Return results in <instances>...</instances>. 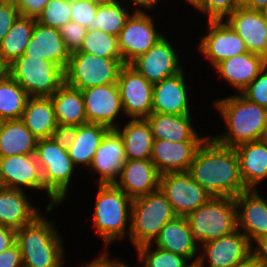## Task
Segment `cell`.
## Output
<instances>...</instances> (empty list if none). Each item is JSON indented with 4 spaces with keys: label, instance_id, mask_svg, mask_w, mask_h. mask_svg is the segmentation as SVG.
<instances>
[{
    "label": "cell",
    "instance_id": "ac0fdd59",
    "mask_svg": "<svg viewBox=\"0 0 267 267\" xmlns=\"http://www.w3.org/2000/svg\"><path fill=\"white\" fill-rule=\"evenodd\" d=\"M0 181L5 188L24 190L36 195L46 189L35 154L0 157Z\"/></svg>",
    "mask_w": 267,
    "mask_h": 267
},
{
    "label": "cell",
    "instance_id": "b9f144b4",
    "mask_svg": "<svg viewBox=\"0 0 267 267\" xmlns=\"http://www.w3.org/2000/svg\"><path fill=\"white\" fill-rule=\"evenodd\" d=\"M98 6L89 0H71V20L86 27L87 30H93Z\"/></svg>",
    "mask_w": 267,
    "mask_h": 267
},
{
    "label": "cell",
    "instance_id": "7402d4cb",
    "mask_svg": "<svg viewBox=\"0 0 267 267\" xmlns=\"http://www.w3.org/2000/svg\"><path fill=\"white\" fill-rule=\"evenodd\" d=\"M267 60L258 54L246 52L238 56L225 59L214 68V74L218 73L220 80L233 90L234 94L241 93L266 66ZM223 79V80H222Z\"/></svg>",
    "mask_w": 267,
    "mask_h": 267
},
{
    "label": "cell",
    "instance_id": "60d3db41",
    "mask_svg": "<svg viewBox=\"0 0 267 267\" xmlns=\"http://www.w3.org/2000/svg\"><path fill=\"white\" fill-rule=\"evenodd\" d=\"M241 6V0H201L193 9L200 12L205 20H225L237 8Z\"/></svg>",
    "mask_w": 267,
    "mask_h": 267
},
{
    "label": "cell",
    "instance_id": "db71d44e",
    "mask_svg": "<svg viewBox=\"0 0 267 267\" xmlns=\"http://www.w3.org/2000/svg\"><path fill=\"white\" fill-rule=\"evenodd\" d=\"M267 4V0H241V5L251 10H260Z\"/></svg>",
    "mask_w": 267,
    "mask_h": 267
},
{
    "label": "cell",
    "instance_id": "4316f807",
    "mask_svg": "<svg viewBox=\"0 0 267 267\" xmlns=\"http://www.w3.org/2000/svg\"><path fill=\"white\" fill-rule=\"evenodd\" d=\"M235 152L247 190H261L263 183L267 185V143L264 140L243 143L235 147Z\"/></svg>",
    "mask_w": 267,
    "mask_h": 267
},
{
    "label": "cell",
    "instance_id": "30bf717a",
    "mask_svg": "<svg viewBox=\"0 0 267 267\" xmlns=\"http://www.w3.org/2000/svg\"><path fill=\"white\" fill-rule=\"evenodd\" d=\"M158 17L162 16L151 12H132L127 18L123 29L117 36L124 64H129L137 56L149 51L168 32L164 31L166 28L163 26L160 27L161 22L157 24L160 20H156Z\"/></svg>",
    "mask_w": 267,
    "mask_h": 267
},
{
    "label": "cell",
    "instance_id": "c3c4849f",
    "mask_svg": "<svg viewBox=\"0 0 267 267\" xmlns=\"http://www.w3.org/2000/svg\"><path fill=\"white\" fill-rule=\"evenodd\" d=\"M20 12V16L37 19L44 6L50 0H11Z\"/></svg>",
    "mask_w": 267,
    "mask_h": 267
},
{
    "label": "cell",
    "instance_id": "ffe728a7",
    "mask_svg": "<svg viewBox=\"0 0 267 267\" xmlns=\"http://www.w3.org/2000/svg\"><path fill=\"white\" fill-rule=\"evenodd\" d=\"M260 188L261 191L247 190L234 197L237 229L250 240L252 245L267 236V198L262 191L264 186Z\"/></svg>",
    "mask_w": 267,
    "mask_h": 267
},
{
    "label": "cell",
    "instance_id": "1f68e13d",
    "mask_svg": "<svg viewBox=\"0 0 267 267\" xmlns=\"http://www.w3.org/2000/svg\"><path fill=\"white\" fill-rule=\"evenodd\" d=\"M108 130L107 126L95 123L77 126L75 140L67 151L74 165L81 173L90 167L92 158ZM82 169L84 170L82 171Z\"/></svg>",
    "mask_w": 267,
    "mask_h": 267
},
{
    "label": "cell",
    "instance_id": "44dd1931",
    "mask_svg": "<svg viewBox=\"0 0 267 267\" xmlns=\"http://www.w3.org/2000/svg\"><path fill=\"white\" fill-rule=\"evenodd\" d=\"M225 21L244 41L249 52L267 60V22L259 10L241 5Z\"/></svg>",
    "mask_w": 267,
    "mask_h": 267
},
{
    "label": "cell",
    "instance_id": "816d5d0a",
    "mask_svg": "<svg viewBox=\"0 0 267 267\" xmlns=\"http://www.w3.org/2000/svg\"><path fill=\"white\" fill-rule=\"evenodd\" d=\"M253 259L261 266L267 267V236L252 245Z\"/></svg>",
    "mask_w": 267,
    "mask_h": 267
},
{
    "label": "cell",
    "instance_id": "f1b7e54d",
    "mask_svg": "<svg viewBox=\"0 0 267 267\" xmlns=\"http://www.w3.org/2000/svg\"><path fill=\"white\" fill-rule=\"evenodd\" d=\"M154 246L186 257L194 266L199 259V246L193 240L187 219L176 216L161 229Z\"/></svg>",
    "mask_w": 267,
    "mask_h": 267
},
{
    "label": "cell",
    "instance_id": "484cf974",
    "mask_svg": "<svg viewBox=\"0 0 267 267\" xmlns=\"http://www.w3.org/2000/svg\"><path fill=\"white\" fill-rule=\"evenodd\" d=\"M28 193L30 192L24 190L0 188V225L17 230L31 223L44 211L39 204L37 206L34 203L33 194Z\"/></svg>",
    "mask_w": 267,
    "mask_h": 267
},
{
    "label": "cell",
    "instance_id": "d4e9b609",
    "mask_svg": "<svg viewBox=\"0 0 267 267\" xmlns=\"http://www.w3.org/2000/svg\"><path fill=\"white\" fill-rule=\"evenodd\" d=\"M204 141L171 142L154 139L151 161L160 175L188 171L194 155Z\"/></svg>",
    "mask_w": 267,
    "mask_h": 267
},
{
    "label": "cell",
    "instance_id": "11a10c76",
    "mask_svg": "<svg viewBox=\"0 0 267 267\" xmlns=\"http://www.w3.org/2000/svg\"><path fill=\"white\" fill-rule=\"evenodd\" d=\"M8 71V65L0 58V81L9 75Z\"/></svg>",
    "mask_w": 267,
    "mask_h": 267
},
{
    "label": "cell",
    "instance_id": "6da1fadb",
    "mask_svg": "<svg viewBox=\"0 0 267 267\" xmlns=\"http://www.w3.org/2000/svg\"><path fill=\"white\" fill-rule=\"evenodd\" d=\"M188 172L215 197H236L247 191L235 148L218 144L210 135L197 149Z\"/></svg>",
    "mask_w": 267,
    "mask_h": 267
},
{
    "label": "cell",
    "instance_id": "6f0895ef",
    "mask_svg": "<svg viewBox=\"0 0 267 267\" xmlns=\"http://www.w3.org/2000/svg\"><path fill=\"white\" fill-rule=\"evenodd\" d=\"M184 1L187 3V5L191 6V10L194 9L201 2V0H183V2Z\"/></svg>",
    "mask_w": 267,
    "mask_h": 267
},
{
    "label": "cell",
    "instance_id": "8992f818",
    "mask_svg": "<svg viewBox=\"0 0 267 267\" xmlns=\"http://www.w3.org/2000/svg\"><path fill=\"white\" fill-rule=\"evenodd\" d=\"M176 216L160 188L133 199L128 237L130 245L135 249L153 243L164 225Z\"/></svg>",
    "mask_w": 267,
    "mask_h": 267
},
{
    "label": "cell",
    "instance_id": "2e32d148",
    "mask_svg": "<svg viewBox=\"0 0 267 267\" xmlns=\"http://www.w3.org/2000/svg\"><path fill=\"white\" fill-rule=\"evenodd\" d=\"M117 86L126 119L147 118L152 113L154 84L129 64L120 69Z\"/></svg>",
    "mask_w": 267,
    "mask_h": 267
},
{
    "label": "cell",
    "instance_id": "681fc988",
    "mask_svg": "<svg viewBox=\"0 0 267 267\" xmlns=\"http://www.w3.org/2000/svg\"><path fill=\"white\" fill-rule=\"evenodd\" d=\"M0 267H23L21 251L16 242L0 253Z\"/></svg>",
    "mask_w": 267,
    "mask_h": 267
},
{
    "label": "cell",
    "instance_id": "277c9868",
    "mask_svg": "<svg viewBox=\"0 0 267 267\" xmlns=\"http://www.w3.org/2000/svg\"><path fill=\"white\" fill-rule=\"evenodd\" d=\"M95 186L92 231L102 240L103 249L110 251L114 243L128 241L132 199L114 184Z\"/></svg>",
    "mask_w": 267,
    "mask_h": 267
},
{
    "label": "cell",
    "instance_id": "836d02e7",
    "mask_svg": "<svg viewBox=\"0 0 267 267\" xmlns=\"http://www.w3.org/2000/svg\"><path fill=\"white\" fill-rule=\"evenodd\" d=\"M50 98L57 123L76 126L88 123L81 90L63 83Z\"/></svg>",
    "mask_w": 267,
    "mask_h": 267
},
{
    "label": "cell",
    "instance_id": "603a6c76",
    "mask_svg": "<svg viewBox=\"0 0 267 267\" xmlns=\"http://www.w3.org/2000/svg\"><path fill=\"white\" fill-rule=\"evenodd\" d=\"M160 174L149 160H126L114 183L132 200L159 189Z\"/></svg>",
    "mask_w": 267,
    "mask_h": 267
},
{
    "label": "cell",
    "instance_id": "9f6ffc18",
    "mask_svg": "<svg viewBox=\"0 0 267 267\" xmlns=\"http://www.w3.org/2000/svg\"><path fill=\"white\" fill-rule=\"evenodd\" d=\"M236 267H261L253 258L250 259L249 261H247L244 264H241L239 266Z\"/></svg>",
    "mask_w": 267,
    "mask_h": 267
},
{
    "label": "cell",
    "instance_id": "7c38bea8",
    "mask_svg": "<svg viewBox=\"0 0 267 267\" xmlns=\"http://www.w3.org/2000/svg\"><path fill=\"white\" fill-rule=\"evenodd\" d=\"M205 23V33L194 46L198 45L200 57L210 64L209 70L225 59L248 52L244 41L225 20H208Z\"/></svg>",
    "mask_w": 267,
    "mask_h": 267
},
{
    "label": "cell",
    "instance_id": "5bb4252c",
    "mask_svg": "<svg viewBox=\"0 0 267 267\" xmlns=\"http://www.w3.org/2000/svg\"><path fill=\"white\" fill-rule=\"evenodd\" d=\"M160 190L177 216L186 217L206 203L212 195L188 171L160 175Z\"/></svg>",
    "mask_w": 267,
    "mask_h": 267
},
{
    "label": "cell",
    "instance_id": "e575fe53",
    "mask_svg": "<svg viewBox=\"0 0 267 267\" xmlns=\"http://www.w3.org/2000/svg\"><path fill=\"white\" fill-rule=\"evenodd\" d=\"M36 19L19 16L0 43V58L9 66L24 55L31 40Z\"/></svg>",
    "mask_w": 267,
    "mask_h": 267
},
{
    "label": "cell",
    "instance_id": "d590c367",
    "mask_svg": "<svg viewBox=\"0 0 267 267\" xmlns=\"http://www.w3.org/2000/svg\"><path fill=\"white\" fill-rule=\"evenodd\" d=\"M29 95L10 76L0 81V119H21Z\"/></svg>",
    "mask_w": 267,
    "mask_h": 267
},
{
    "label": "cell",
    "instance_id": "52a82bcc",
    "mask_svg": "<svg viewBox=\"0 0 267 267\" xmlns=\"http://www.w3.org/2000/svg\"><path fill=\"white\" fill-rule=\"evenodd\" d=\"M185 218L192 238L199 247L237 230V210L233 197L212 196Z\"/></svg>",
    "mask_w": 267,
    "mask_h": 267
},
{
    "label": "cell",
    "instance_id": "9a60e30c",
    "mask_svg": "<svg viewBox=\"0 0 267 267\" xmlns=\"http://www.w3.org/2000/svg\"><path fill=\"white\" fill-rule=\"evenodd\" d=\"M81 93L88 123L116 129L126 120L117 83L89 87Z\"/></svg>",
    "mask_w": 267,
    "mask_h": 267
},
{
    "label": "cell",
    "instance_id": "e0dca14e",
    "mask_svg": "<svg viewBox=\"0 0 267 267\" xmlns=\"http://www.w3.org/2000/svg\"><path fill=\"white\" fill-rule=\"evenodd\" d=\"M186 67L179 73L157 82L153 86L152 112L170 115L194 114L190 95L191 86L187 81ZM190 87V88H189ZM190 92V93H189ZM191 104V105H190Z\"/></svg>",
    "mask_w": 267,
    "mask_h": 267
},
{
    "label": "cell",
    "instance_id": "f907efd6",
    "mask_svg": "<svg viewBox=\"0 0 267 267\" xmlns=\"http://www.w3.org/2000/svg\"><path fill=\"white\" fill-rule=\"evenodd\" d=\"M123 3H125L133 12H143V13H150V11L154 14L157 13L156 8L157 6L161 8L163 6L162 0H121ZM161 2V3H160ZM165 4L168 2V0L164 1ZM160 6H159V5ZM162 4V5H161Z\"/></svg>",
    "mask_w": 267,
    "mask_h": 267
},
{
    "label": "cell",
    "instance_id": "d6986e66",
    "mask_svg": "<svg viewBox=\"0 0 267 267\" xmlns=\"http://www.w3.org/2000/svg\"><path fill=\"white\" fill-rule=\"evenodd\" d=\"M126 163L124 142L116 129H109L92 158L87 174L95 185L114 184ZM90 171V172H88ZM96 177V178H95Z\"/></svg>",
    "mask_w": 267,
    "mask_h": 267
},
{
    "label": "cell",
    "instance_id": "7dc6e473",
    "mask_svg": "<svg viewBox=\"0 0 267 267\" xmlns=\"http://www.w3.org/2000/svg\"><path fill=\"white\" fill-rule=\"evenodd\" d=\"M76 134V125L57 123V126L52 134V138L57 144L68 150L75 140Z\"/></svg>",
    "mask_w": 267,
    "mask_h": 267
},
{
    "label": "cell",
    "instance_id": "94428289",
    "mask_svg": "<svg viewBox=\"0 0 267 267\" xmlns=\"http://www.w3.org/2000/svg\"><path fill=\"white\" fill-rule=\"evenodd\" d=\"M263 140L267 143V130H266V133H265V136H264Z\"/></svg>",
    "mask_w": 267,
    "mask_h": 267
},
{
    "label": "cell",
    "instance_id": "83f0119b",
    "mask_svg": "<svg viewBox=\"0 0 267 267\" xmlns=\"http://www.w3.org/2000/svg\"><path fill=\"white\" fill-rule=\"evenodd\" d=\"M24 55L52 61L63 70L70 59V52L66 49L59 29L42 25L36 21L30 42L26 46Z\"/></svg>",
    "mask_w": 267,
    "mask_h": 267
},
{
    "label": "cell",
    "instance_id": "ba28073f",
    "mask_svg": "<svg viewBox=\"0 0 267 267\" xmlns=\"http://www.w3.org/2000/svg\"><path fill=\"white\" fill-rule=\"evenodd\" d=\"M8 70L29 97H51L64 83V70L41 58L22 55L8 66Z\"/></svg>",
    "mask_w": 267,
    "mask_h": 267
},
{
    "label": "cell",
    "instance_id": "8fae6325",
    "mask_svg": "<svg viewBox=\"0 0 267 267\" xmlns=\"http://www.w3.org/2000/svg\"><path fill=\"white\" fill-rule=\"evenodd\" d=\"M169 35L171 34L166 33L149 51L129 63L152 84L179 73L185 67L184 57L180 55L182 50L177 49L176 43H173L176 42V36L173 41Z\"/></svg>",
    "mask_w": 267,
    "mask_h": 267
},
{
    "label": "cell",
    "instance_id": "7bdbcfd3",
    "mask_svg": "<svg viewBox=\"0 0 267 267\" xmlns=\"http://www.w3.org/2000/svg\"><path fill=\"white\" fill-rule=\"evenodd\" d=\"M241 94L246 99L267 109V64Z\"/></svg>",
    "mask_w": 267,
    "mask_h": 267
},
{
    "label": "cell",
    "instance_id": "f6af8a7d",
    "mask_svg": "<svg viewBox=\"0 0 267 267\" xmlns=\"http://www.w3.org/2000/svg\"><path fill=\"white\" fill-rule=\"evenodd\" d=\"M19 16L20 12L11 0H0V43Z\"/></svg>",
    "mask_w": 267,
    "mask_h": 267
},
{
    "label": "cell",
    "instance_id": "4dcf8cb0",
    "mask_svg": "<svg viewBox=\"0 0 267 267\" xmlns=\"http://www.w3.org/2000/svg\"><path fill=\"white\" fill-rule=\"evenodd\" d=\"M21 120L38 140L52 137L57 120L51 98L29 97Z\"/></svg>",
    "mask_w": 267,
    "mask_h": 267
},
{
    "label": "cell",
    "instance_id": "4fadbf2b",
    "mask_svg": "<svg viewBox=\"0 0 267 267\" xmlns=\"http://www.w3.org/2000/svg\"><path fill=\"white\" fill-rule=\"evenodd\" d=\"M253 258L250 240L237 229L202 244L195 267H236Z\"/></svg>",
    "mask_w": 267,
    "mask_h": 267
},
{
    "label": "cell",
    "instance_id": "5b68a950",
    "mask_svg": "<svg viewBox=\"0 0 267 267\" xmlns=\"http://www.w3.org/2000/svg\"><path fill=\"white\" fill-rule=\"evenodd\" d=\"M35 156L42 172L46 198L49 199L44 206H64L63 203L70 198L69 190L74 185L73 181H76L81 171L74 165L67 149L57 144L52 137L37 141Z\"/></svg>",
    "mask_w": 267,
    "mask_h": 267
},
{
    "label": "cell",
    "instance_id": "cb8c5ba5",
    "mask_svg": "<svg viewBox=\"0 0 267 267\" xmlns=\"http://www.w3.org/2000/svg\"><path fill=\"white\" fill-rule=\"evenodd\" d=\"M193 117V114L170 115L152 112L146 119L151 126L154 139L171 142L204 141L210 134L198 132L201 128L196 127L197 117L195 121Z\"/></svg>",
    "mask_w": 267,
    "mask_h": 267
},
{
    "label": "cell",
    "instance_id": "f35d334b",
    "mask_svg": "<svg viewBox=\"0 0 267 267\" xmlns=\"http://www.w3.org/2000/svg\"><path fill=\"white\" fill-rule=\"evenodd\" d=\"M102 58H122L117 37L102 30H87L79 51Z\"/></svg>",
    "mask_w": 267,
    "mask_h": 267
},
{
    "label": "cell",
    "instance_id": "74e56055",
    "mask_svg": "<svg viewBox=\"0 0 267 267\" xmlns=\"http://www.w3.org/2000/svg\"><path fill=\"white\" fill-rule=\"evenodd\" d=\"M132 12L121 0L101 4L93 21V30L99 29L117 37Z\"/></svg>",
    "mask_w": 267,
    "mask_h": 267
},
{
    "label": "cell",
    "instance_id": "ab89813d",
    "mask_svg": "<svg viewBox=\"0 0 267 267\" xmlns=\"http://www.w3.org/2000/svg\"><path fill=\"white\" fill-rule=\"evenodd\" d=\"M36 21L42 25L60 29L71 21V0H50Z\"/></svg>",
    "mask_w": 267,
    "mask_h": 267
},
{
    "label": "cell",
    "instance_id": "7a4b0ae2",
    "mask_svg": "<svg viewBox=\"0 0 267 267\" xmlns=\"http://www.w3.org/2000/svg\"><path fill=\"white\" fill-rule=\"evenodd\" d=\"M230 95V96H229ZM212 110L219 113L224 124L223 133L210 136L226 147L263 140L267 130V109L246 99L241 93L227 94L212 100ZM213 108V109H212Z\"/></svg>",
    "mask_w": 267,
    "mask_h": 267
},
{
    "label": "cell",
    "instance_id": "680465c9",
    "mask_svg": "<svg viewBox=\"0 0 267 267\" xmlns=\"http://www.w3.org/2000/svg\"><path fill=\"white\" fill-rule=\"evenodd\" d=\"M263 19L267 22V4L259 10Z\"/></svg>",
    "mask_w": 267,
    "mask_h": 267
},
{
    "label": "cell",
    "instance_id": "8d00e7d4",
    "mask_svg": "<svg viewBox=\"0 0 267 267\" xmlns=\"http://www.w3.org/2000/svg\"><path fill=\"white\" fill-rule=\"evenodd\" d=\"M136 252L134 267H195L186 257L160 249L152 243L133 249ZM138 260V261H137Z\"/></svg>",
    "mask_w": 267,
    "mask_h": 267
},
{
    "label": "cell",
    "instance_id": "9c48e42d",
    "mask_svg": "<svg viewBox=\"0 0 267 267\" xmlns=\"http://www.w3.org/2000/svg\"><path fill=\"white\" fill-rule=\"evenodd\" d=\"M122 58H102L86 52H74L64 69V83L79 90L117 83Z\"/></svg>",
    "mask_w": 267,
    "mask_h": 267
},
{
    "label": "cell",
    "instance_id": "d6a6232c",
    "mask_svg": "<svg viewBox=\"0 0 267 267\" xmlns=\"http://www.w3.org/2000/svg\"><path fill=\"white\" fill-rule=\"evenodd\" d=\"M37 141L21 119L4 120L0 130V157L35 154Z\"/></svg>",
    "mask_w": 267,
    "mask_h": 267
},
{
    "label": "cell",
    "instance_id": "91938a15",
    "mask_svg": "<svg viewBox=\"0 0 267 267\" xmlns=\"http://www.w3.org/2000/svg\"><path fill=\"white\" fill-rule=\"evenodd\" d=\"M89 1L96 3L98 5H101V4H107V3L112 2L114 0H89Z\"/></svg>",
    "mask_w": 267,
    "mask_h": 267
},
{
    "label": "cell",
    "instance_id": "ee69618b",
    "mask_svg": "<svg viewBox=\"0 0 267 267\" xmlns=\"http://www.w3.org/2000/svg\"><path fill=\"white\" fill-rule=\"evenodd\" d=\"M59 32L65 42L66 49L72 54L79 51L82 46L87 28L71 20L63 25Z\"/></svg>",
    "mask_w": 267,
    "mask_h": 267
},
{
    "label": "cell",
    "instance_id": "bcb514c9",
    "mask_svg": "<svg viewBox=\"0 0 267 267\" xmlns=\"http://www.w3.org/2000/svg\"><path fill=\"white\" fill-rule=\"evenodd\" d=\"M100 251L101 252L98 255H94L95 258L93 257L91 260H87L85 263L82 261V264H80V266L77 264V267H131V265L127 263L128 261H126V258L125 260H121V258L117 255H113V257H111L110 251Z\"/></svg>",
    "mask_w": 267,
    "mask_h": 267
},
{
    "label": "cell",
    "instance_id": "f546056e",
    "mask_svg": "<svg viewBox=\"0 0 267 267\" xmlns=\"http://www.w3.org/2000/svg\"><path fill=\"white\" fill-rule=\"evenodd\" d=\"M116 130L122 136L126 160H149L153 134L146 118L126 119Z\"/></svg>",
    "mask_w": 267,
    "mask_h": 267
},
{
    "label": "cell",
    "instance_id": "f5cc1de1",
    "mask_svg": "<svg viewBox=\"0 0 267 267\" xmlns=\"http://www.w3.org/2000/svg\"><path fill=\"white\" fill-rule=\"evenodd\" d=\"M16 242V230L0 225V253L10 248Z\"/></svg>",
    "mask_w": 267,
    "mask_h": 267
},
{
    "label": "cell",
    "instance_id": "6125c7cd",
    "mask_svg": "<svg viewBox=\"0 0 267 267\" xmlns=\"http://www.w3.org/2000/svg\"><path fill=\"white\" fill-rule=\"evenodd\" d=\"M3 122H4V120L0 119V130H1V127L3 125Z\"/></svg>",
    "mask_w": 267,
    "mask_h": 267
},
{
    "label": "cell",
    "instance_id": "3957f363",
    "mask_svg": "<svg viewBox=\"0 0 267 267\" xmlns=\"http://www.w3.org/2000/svg\"><path fill=\"white\" fill-rule=\"evenodd\" d=\"M58 207L61 206L45 207L31 223L16 230V244L21 251L23 267H65L69 263L67 247H64L65 236L61 234L60 226L50 218ZM46 213L50 214L49 217Z\"/></svg>",
    "mask_w": 267,
    "mask_h": 267
}]
</instances>
